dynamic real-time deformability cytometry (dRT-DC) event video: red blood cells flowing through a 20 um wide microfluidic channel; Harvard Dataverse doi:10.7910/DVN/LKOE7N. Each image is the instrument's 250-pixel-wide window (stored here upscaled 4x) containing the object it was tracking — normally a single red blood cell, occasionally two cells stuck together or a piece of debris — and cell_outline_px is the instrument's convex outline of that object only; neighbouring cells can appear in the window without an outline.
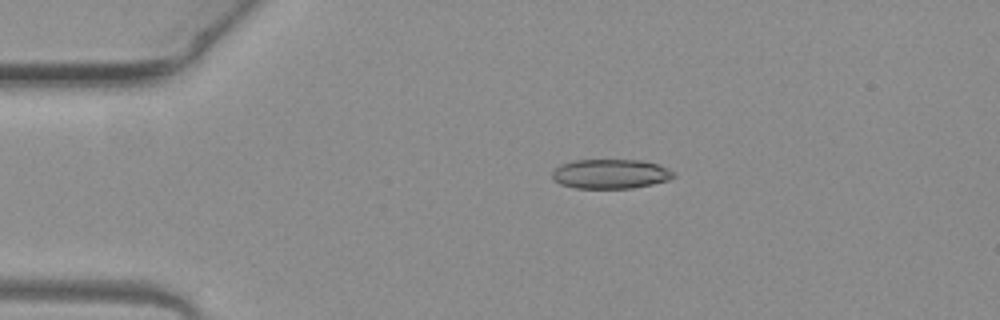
{"species": "common noctule bat (a hibernating species)", "species_latin": "Nyctalus noctula", "temperature_condition": "warm", "stored_images_in_passage": 2, "camera_frame_rate_fps": 3000, "um_per_image_px": 0.085, "animal": {"sex": "female", "body_mass_g": 19.3, "forearm_length_mm": 54.1}, "frame": {"image": 1, "passage_image": 1, "time_ms": 0.0, "image_size_px": [1000, 320], "cell_outline_px": [[676, 176], [668, 180], [652, 184], [632, 188], [576, 188], [560, 184], [552, 176], [552, 172], [560, 164], [576, 160], [640, 160], [656, 164], [668, 168], [676, 172]], "centroid_in_image_um": [51.92, 14.78], "position_along_channel_um": 33.1, "area_um2": 20.81}}